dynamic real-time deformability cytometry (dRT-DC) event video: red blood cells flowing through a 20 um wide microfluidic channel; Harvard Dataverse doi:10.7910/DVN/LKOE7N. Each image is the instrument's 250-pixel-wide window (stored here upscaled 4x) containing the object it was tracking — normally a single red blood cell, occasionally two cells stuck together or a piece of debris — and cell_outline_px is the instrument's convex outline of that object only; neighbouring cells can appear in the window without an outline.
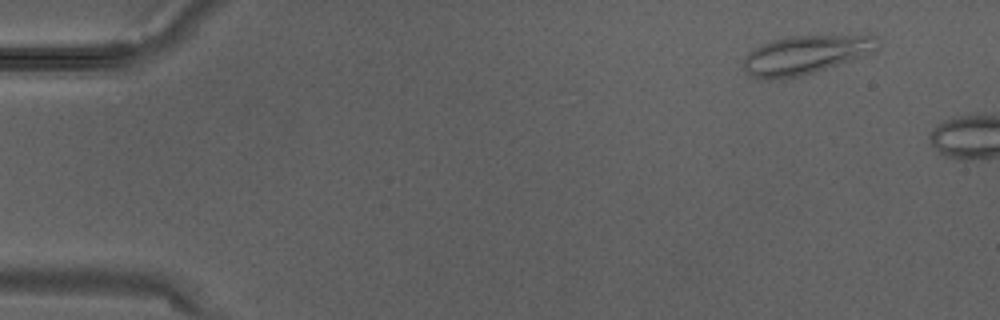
{"species": "Egyptian fruit bat (a non-hibernating species)", "species_latin": "Rousettus aegyptiacus", "temperature_condition": "warm", "stored_images_in_passage": 2, "camera_frame_rate_fps": 3000, "um_per_image_px": 0.085, "animal": {"sex": "male"}, "frame": {"image": 1, "passage_image": 1, "time_ms": 0.0, "image_size_px": [1000, 320], "cell_outline_px": [[876, 48], [864, 56], [816, 72], [800, 76], [772, 80], [760, 80], [748, 76], [744, 68], [744, 56], [748, 52], [772, 40], [792, 36], [872, 32], [876, 36]], "centroid_in_image_um": [68.51, 4.63], "position_along_channel_um": 16.5, "area_um2": 31.15}}